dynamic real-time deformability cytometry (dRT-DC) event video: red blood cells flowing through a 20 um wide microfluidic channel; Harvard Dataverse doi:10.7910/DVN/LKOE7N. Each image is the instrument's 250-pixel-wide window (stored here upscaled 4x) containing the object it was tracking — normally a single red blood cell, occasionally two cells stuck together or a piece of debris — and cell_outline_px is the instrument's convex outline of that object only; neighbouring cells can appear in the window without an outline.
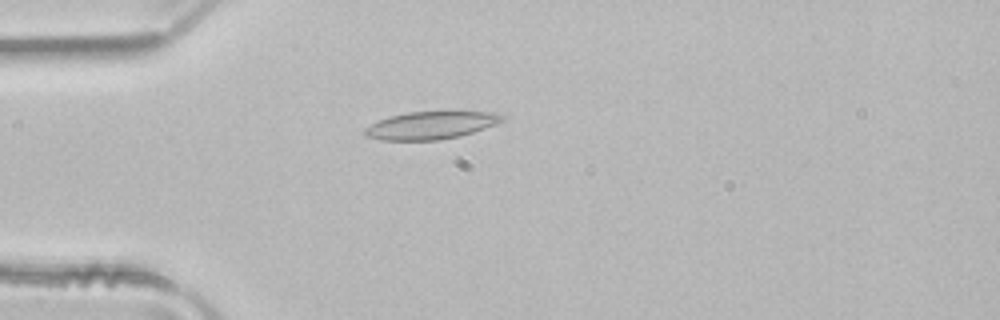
{"species": "common noctule bat (a hibernating species)", "species_latin": "Nyctalus noctula", "temperature_condition": "room temperature", "stored_images_in_passage": 50, "camera_frame_rate_fps": 3000, "um_per_image_px": 0.085, "animal": {"sex": "male", "body_mass_g": 21.5, "forearm_length_mm": 52.0}, "frame": {"image": 1, "passage_image": 13, "time_ms": 4.0, "image_size_px": [1000, 320], "cell_outline_px": [[504, 120], [496, 124], [460, 136], [440, 140], [380, 140], [364, 136], [364, 128], [388, 116], [408, 112], [492, 112], [504, 116]], "centroid_in_image_um": [36.59, 10.66], "position_along_channel_um": 48.4, "area_um2": 21.96}}
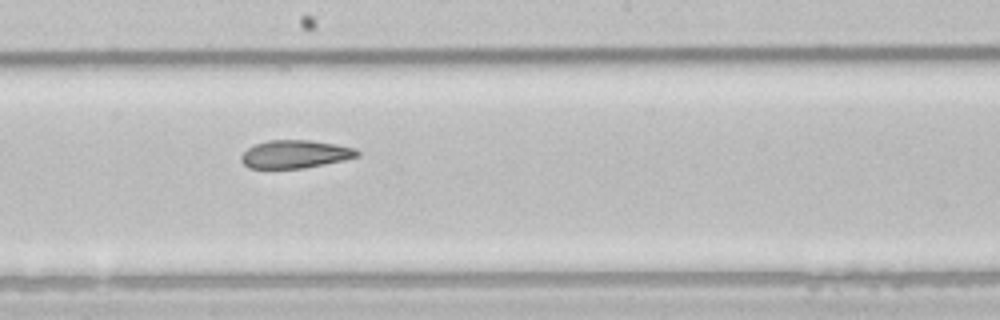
{"frame": {"image": 2, "passage_image": 27, "time_ms": 8.667, "image_size_px": [1000, 320], "cell_outline_px": [[360, 156], [344, 160], [304, 168], [248, 168], [240, 160], [240, 156], [248, 148], [256, 144], [268, 140], [308, 140], [336, 144], [356, 148], [360, 152]], "centroid_in_image_um": [25.1, 13.1], "position_along_channel_um": 223.1, "area_um2": 18.96}}
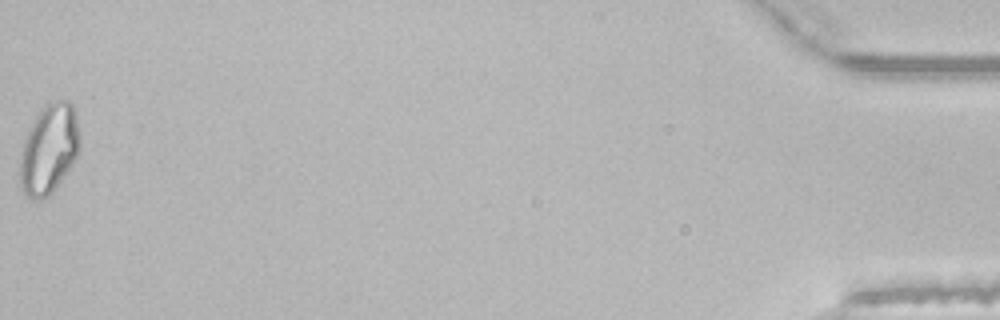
{"frame": {"image": 3, "passage_image": 50, "time_ms": 16.333, "image_size_px": [1000, 320], "cell_outline_px": [[80, 148], [72, 164], [52, 192], [48, 196], [40, 200], [28, 196], [20, 188], [20, 160], [24, 140], [40, 108], [48, 100], [68, 100], [72, 104], [76, 112], [80, 136]], "centroid_in_image_um": [4.18, 12.62], "position_along_channel_um": 431.0, "area_um2": 31.27}, "authors_computed_cell_mechanics": {"area_um2": 21.9351, "velocity_mm_per_s": 4.0305, "shape_relaxation_time_tau1_ms": null, "shape_relaxation_time_tau2_ms": 2.7202, "deformation_change_tau1": null, "deformation_change_tau2": 0.0981}}